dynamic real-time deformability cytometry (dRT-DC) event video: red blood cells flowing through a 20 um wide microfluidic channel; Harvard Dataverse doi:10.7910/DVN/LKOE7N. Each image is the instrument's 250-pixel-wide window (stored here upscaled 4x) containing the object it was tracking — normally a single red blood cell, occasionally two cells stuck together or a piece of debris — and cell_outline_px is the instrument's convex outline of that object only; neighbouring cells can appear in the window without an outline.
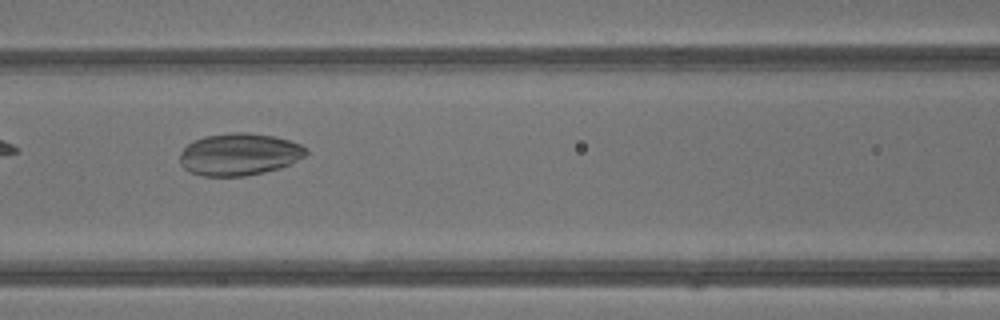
{"species": "common noctule bat (a hibernating species)", "species_latin": "Nyctalus noctula", "temperature_condition": "warm", "stored_images_in_passage": 31, "camera_frame_rate_fps": 3000, "um_per_image_px": 0.085, "animal": {"sex": "male", "body_mass_g": 13.3}, "frame": {"image": 1, "passage_image": 19, "time_ms": 6.0, "image_size_px": [1000, 320], "cell_outline_px": [[308, 152], [304, 156], [292, 164], [280, 168], [264, 172], [244, 176], [204, 176], [192, 172], [184, 168], [180, 164], [180, 152], [192, 140], [204, 136], [236, 132], [248, 132], [272, 136], [288, 140], [300, 144], [308, 148]], "centroid_in_image_um": [20.34, 13.12], "position_along_channel_um": 146.3, "area_um2": 31.1}}
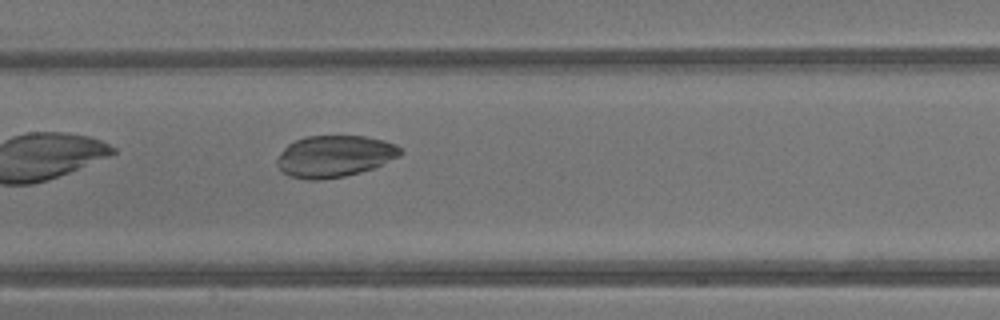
{"frame": {"image": 2, "passage_image": 21, "time_ms": 6.667, "image_size_px": [1000, 320], "cell_outline_px": [[404, 152], [400, 156], [372, 168], [360, 172], [344, 176], [316, 180], [308, 180], [292, 176], [284, 172], [276, 164], [276, 160], [280, 152], [288, 144], [304, 136], [364, 136], [384, 140], [396, 144]], "centroid_in_image_um": [28.44, 13.27], "position_along_channel_um": 179.0, "area_um2": 29.82}}
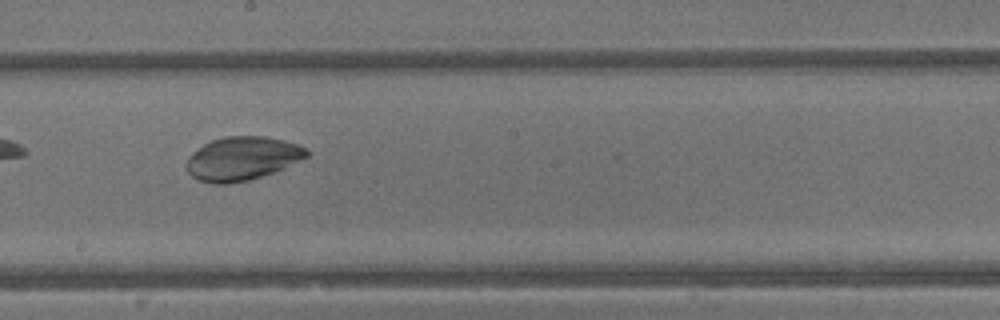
{"frame": {"image": 3, "passage_image": 24, "time_ms": 7.667, "image_size_px": [1000, 320], "cell_outline_px": [[308, 156], [284, 168], [248, 180], [228, 184], [212, 184], [200, 180], [192, 176], [188, 172], [184, 164], [188, 156], [204, 144], [212, 140], [224, 136], [264, 136], [284, 140], [308, 148]], "centroid_in_image_um": [20.56, 13.47], "position_along_channel_um": 227.6, "area_um2": 30.52}}